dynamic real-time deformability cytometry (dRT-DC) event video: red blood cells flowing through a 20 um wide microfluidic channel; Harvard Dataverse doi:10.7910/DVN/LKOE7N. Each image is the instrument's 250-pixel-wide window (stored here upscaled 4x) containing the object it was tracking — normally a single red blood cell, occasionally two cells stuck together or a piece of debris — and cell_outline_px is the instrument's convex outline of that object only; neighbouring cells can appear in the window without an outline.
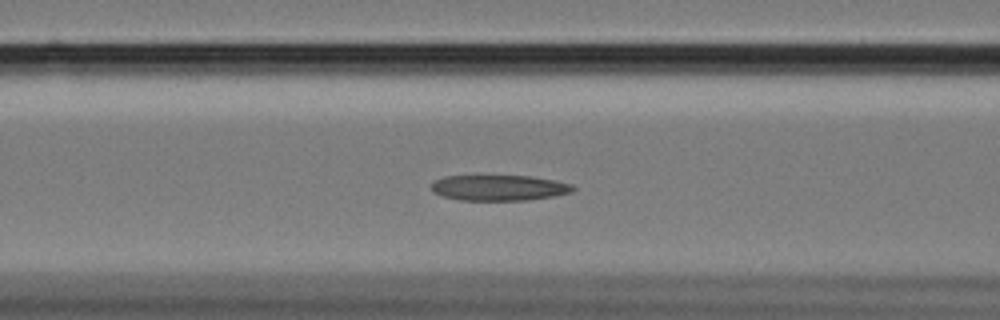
{"species": "Egyptian fruit bat (a non-hibernating species)", "species_latin": "Rousettus aegyptiacus", "temperature_condition": "cold", "stored_images_in_passage": 60, "camera_frame_rate_fps": 3000, "um_per_image_px": 0.085, "animal": {"sex": "female"}, "frame": {"image": 1, "passage_image": 24, "time_ms": 7.667, "image_size_px": [1000, 320], "cell_outline_px": [[576, 188], [572, 192], [552, 196], [528, 200], [460, 200], [444, 196], [432, 192], [432, 184], [436, 180], [444, 176], [532, 176], [556, 180], [572, 184]], "centroid_in_image_um": [42.45, 15.96], "position_along_channel_um": 124.1, "area_um2": 21.1}}
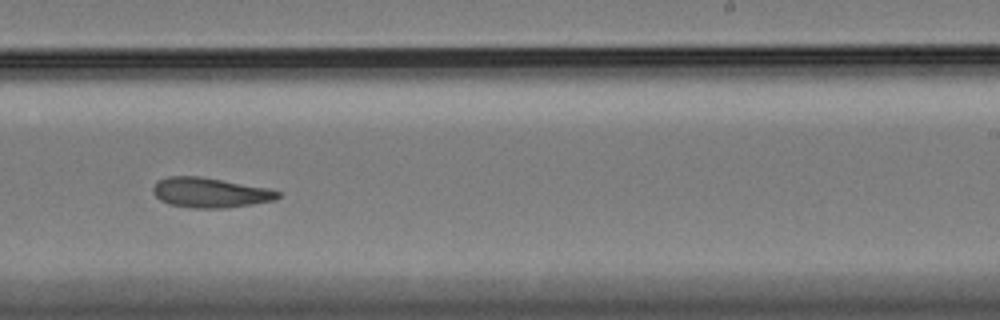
{"frame": {"image": 2, "passage_image": 37, "time_ms": 12.0, "image_size_px": [1000, 320], "cell_outline_px": [[280, 196], [276, 200], [228, 208], [192, 208], [168, 204], [160, 200], [152, 192], [152, 188], [156, 180], [168, 176], [200, 176], [268, 188], [280, 192]], "centroid_in_image_um": [17.83, 16.37], "position_along_channel_um": 271.2, "area_um2": 21.96}}
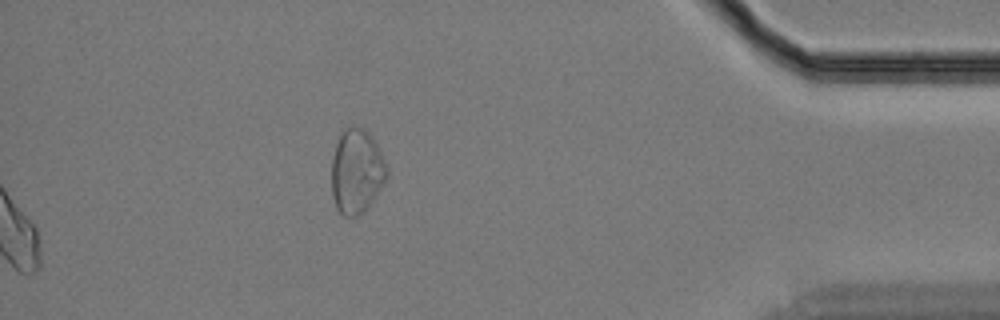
{"frame": {"image": 3, "passage_image": 60, "time_ms": 19.667, "image_size_px": [1000, 320], "cell_outline_px": [[388, 176], [364, 212], [356, 216], [344, 216], [336, 208], [332, 196], [332, 160], [336, 144], [344, 128], [364, 128], [372, 136], [388, 168]], "centroid_in_image_um": [30.31, 14.58], "position_along_channel_um": 404.9, "area_um2": 26.88}, "authors_computed_cell_mechanics": {"area_um2": 22.4842, "velocity_mm_per_s": 3.3898, "shape_relaxation_time_tau1_ms": null, "shape_relaxation_time_tau2_ms": 8.5023, "deformation_change_tau1": null, "deformation_change_tau2": 0.1809}}